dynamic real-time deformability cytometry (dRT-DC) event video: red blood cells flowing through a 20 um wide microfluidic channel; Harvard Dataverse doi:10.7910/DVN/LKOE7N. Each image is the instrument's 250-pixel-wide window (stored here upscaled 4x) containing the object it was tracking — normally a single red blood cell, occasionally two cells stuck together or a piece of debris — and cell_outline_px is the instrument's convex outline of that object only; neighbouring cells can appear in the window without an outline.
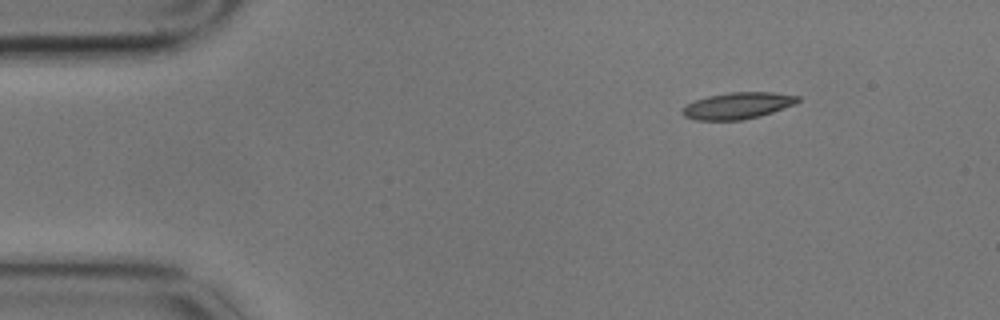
{"species": "common noctule bat (a hibernating species)", "species_latin": "Nyctalus noctula", "temperature_condition": "cold", "stored_images_in_passage": 9, "camera_frame_rate_fps": 3000, "um_per_image_px": 0.085, "animal": {"sex": "male", "body_mass_g": 17.9}, "frame": {"image": 1, "passage_image": 1, "time_ms": 0.0, "image_size_px": [1000, 320], "cell_outline_px": [[800, 100], [796, 104], [760, 116], [744, 120], [696, 120], [684, 116], [680, 112], [688, 104], [696, 100], [708, 96], [728, 92], [772, 92], [800, 96]], "centroid_in_image_um": [62.73, 8.98], "position_along_channel_um": 22.3, "area_um2": 17.86}}
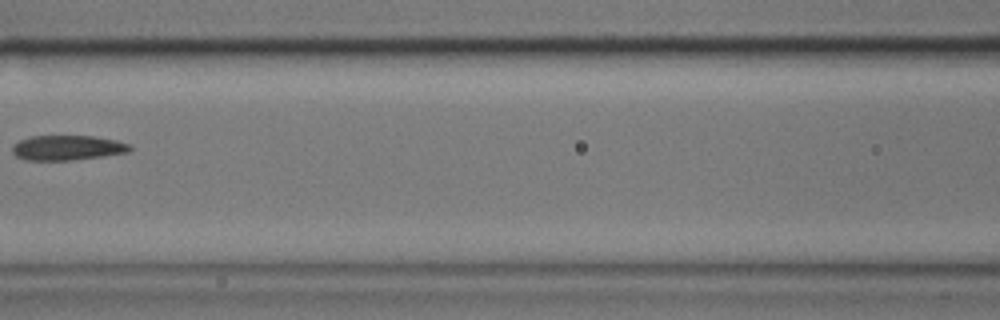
{"frame": {"image": 2, "passage_image": 6, "time_ms": 1.667, "image_size_px": [1000, 320], "cell_outline_px": [[132, 148], [128, 152], [104, 156], [72, 160], [24, 160], [16, 156], [12, 152], [12, 144], [28, 136], [92, 136], [116, 140], [128, 144]], "centroid_in_image_um": [5.68, 12.56], "position_along_channel_um": 160.9, "area_um2": 17.11}}